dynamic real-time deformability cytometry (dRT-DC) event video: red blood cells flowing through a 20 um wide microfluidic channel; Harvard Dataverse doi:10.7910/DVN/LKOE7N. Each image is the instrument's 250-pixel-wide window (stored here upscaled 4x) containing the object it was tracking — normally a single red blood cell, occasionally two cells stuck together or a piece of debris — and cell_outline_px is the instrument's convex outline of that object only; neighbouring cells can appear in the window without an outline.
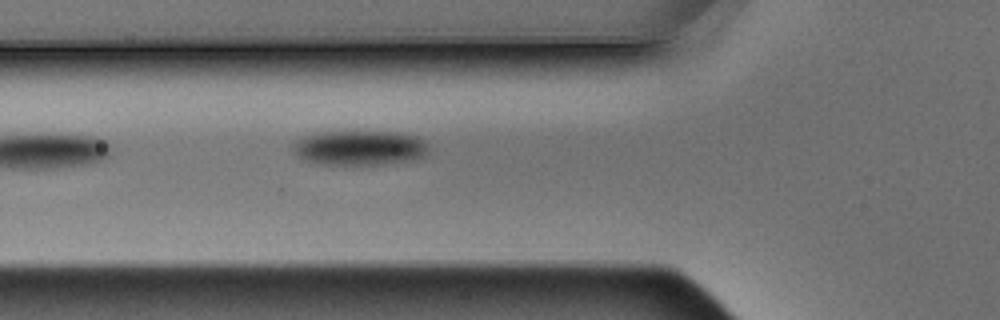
{"species": "Egyptian fruit bat (a non-hibernating species)", "species_latin": "Rousettus aegyptiacus", "temperature_condition": "warm", "stored_images_in_passage": 6, "camera_frame_rate_fps": 3000, "um_per_image_px": 0.085, "animal": {"sex": "male"}, "frame": {"image": 1, "passage_image": 6, "time_ms": 1.667, "image_size_px": [1000, 320], "cell_outline_px": [[428, 152], [424, 156], [412, 160], [384, 164], [316, 164], [304, 160], [296, 156], [292, 148], [292, 144], [308, 136], [324, 132], [400, 132], [416, 136], [424, 140], [428, 144]], "centroid_in_image_um": [30.61, 12.58], "position_along_channel_um": 95.2, "area_um2": 27.34}}